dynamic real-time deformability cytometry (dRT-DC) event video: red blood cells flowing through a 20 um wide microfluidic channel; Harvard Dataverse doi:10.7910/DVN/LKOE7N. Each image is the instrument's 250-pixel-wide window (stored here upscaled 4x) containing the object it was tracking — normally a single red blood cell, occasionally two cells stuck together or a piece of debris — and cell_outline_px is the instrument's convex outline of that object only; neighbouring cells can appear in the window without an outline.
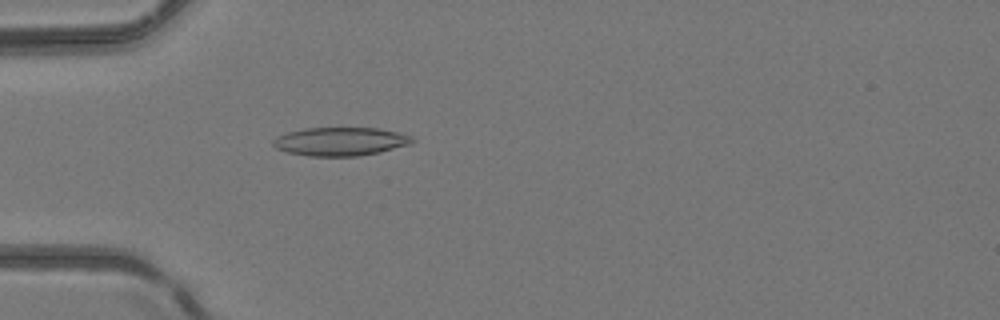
{"species": "common noctule bat (a hibernating species)", "species_latin": "Nyctalus noctula", "temperature_condition": "room temperature", "stored_images_in_passage": 51, "camera_frame_rate_fps": 3000, "um_per_image_px": 0.085, "animal": {"sex": "female", "body_mass_g": 24.6, "forearm_length_mm": 56.2}, "frame": {"image": 1, "passage_image": 16, "time_ms": 5.0, "image_size_px": [1000, 320], "cell_outline_px": [[416, 140], [412, 144], [380, 152], [356, 156], [308, 156], [288, 152], [276, 148], [272, 144], [272, 140], [276, 136], [288, 132], [304, 128], [376, 128], [396, 132], [412, 136]], "centroid_in_image_um": [28.93, 12.03], "position_along_channel_um": 56.1, "area_um2": 23.12}}
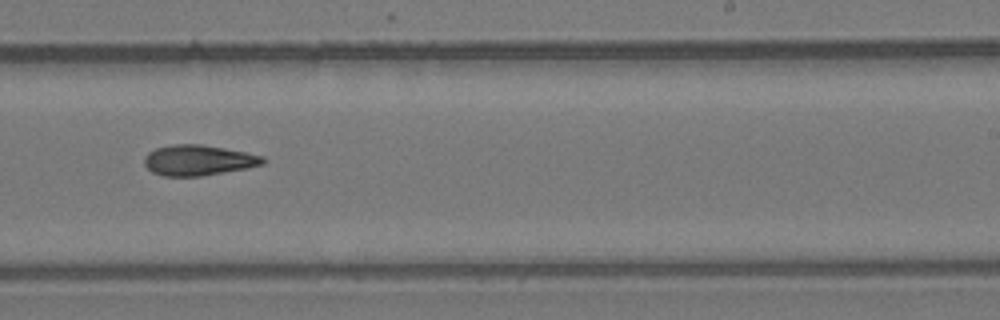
{"frame": {"image": 2, "passage_image": 32, "time_ms": 10.333, "image_size_px": [1000, 320], "cell_outline_px": [[264, 164], [248, 168], [200, 176], [164, 176], [152, 172], [144, 164], [144, 156], [148, 152], [156, 148], [172, 144], [200, 144], [224, 148], [264, 156]], "centroid_in_image_um": [16.84, 13.62], "position_along_channel_um": 272.2, "area_um2": 21.04}}
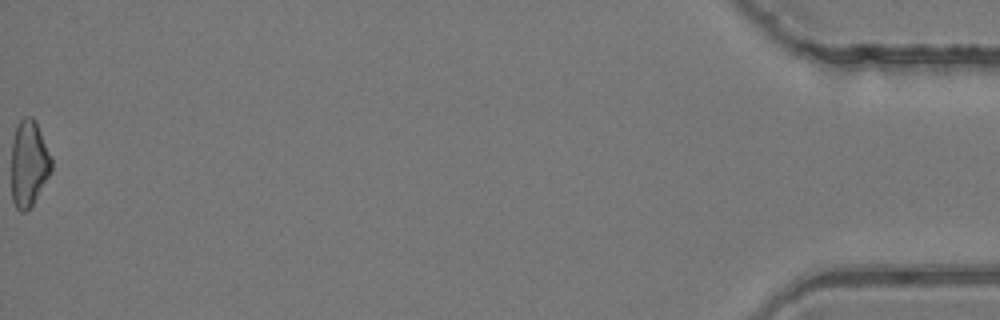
{"frame": {"image": 3, "passage_image": 51, "time_ms": 16.667, "image_size_px": [1000, 320], "cell_outline_px": [[52, 172], [32, 204], [24, 212], [20, 212], [16, 208], [12, 200], [12, 140], [16, 124], [24, 116], [32, 116], [36, 120], [52, 160]], "centroid_in_image_um": [2.45, 13.86], "position_along_channel_um": 432.8, "area_um2": 20.23}, "authors_computed_cell_mechanics": {"area_um2": 20.7502, "velocity_mm_per_s": 4.1911, "shape_relaxation_time_tau1_ms": null, "shape_relaxation_time_tau2_ms": 9.6872, "deformation_change_tau1": null, "deformation_change_tau2": 0.2412}}